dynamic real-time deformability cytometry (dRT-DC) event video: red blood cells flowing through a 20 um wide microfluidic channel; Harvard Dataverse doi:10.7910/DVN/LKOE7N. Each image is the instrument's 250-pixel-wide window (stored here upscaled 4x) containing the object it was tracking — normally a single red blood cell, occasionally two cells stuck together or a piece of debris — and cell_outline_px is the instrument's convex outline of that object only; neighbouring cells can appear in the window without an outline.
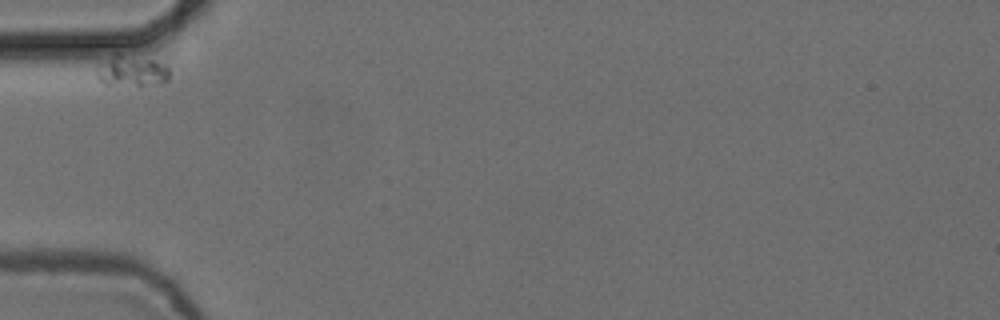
{"species": "common noctule bat (a hibernating species)", "species_latin": "Nyctalus noctula", "temperature_condition": "cold", "stored_images_in_passage": 2, "camera_frame_rate_fps": 3000, "um_per_image_px": 0.085, "animal": {"sex": "female", "body_mass_g": 24.6, "forearm_length_mm": 56.2}, "frame": {"image": 1, "passage_image": 1, "time_ms": 0.0, "image_size_px": [1000, 320], "cell_outline_px": [[168, 80], [160, 84], [104, 84], [96, 76], [96, 68], [100, 64], [116, 52], [152, 60], [164, 64], [168, 68]], "centroid_in_image_um": [11.16, 6.01], "position_along_channel_um": 73.8, "area_um2": 12.89}}